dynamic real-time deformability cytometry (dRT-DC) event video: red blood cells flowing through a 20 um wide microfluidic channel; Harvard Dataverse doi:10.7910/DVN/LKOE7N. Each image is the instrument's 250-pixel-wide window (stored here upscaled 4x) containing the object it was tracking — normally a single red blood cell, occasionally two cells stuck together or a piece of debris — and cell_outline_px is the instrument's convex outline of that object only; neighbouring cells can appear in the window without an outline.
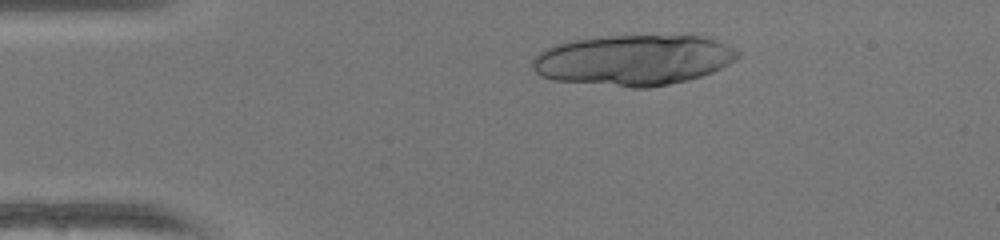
{"species": "human", "species_latin": "Homo sapiens", "temperature_condition": "warm", "stored_images_in_passage": 41, "segment_of_instrument_passage": [1, 2], "camera_frame_rate_fps": 3000, "um_per_image_px": 0.085, "donor": {"sex": "female"}, "frame": {"image": 1, "passage_image": 7, "time_ms": 2.0, "image_size_px": [1000, 240], "cell_outline_px": [[740, 56], [728, 64], [712, 72], [688, 80], [648, 88], [632, 88], [552, 80], [540, 76], [532, 68], [532, 60], [544, 48], [552, 44], [568, 40], [600, 36], [688, 32], [696, 32], [712, 36], [740, 52]], "centroid_in_image_um": [53.89, 5.04], "position_along_channel_um": 31.1, "area_um2": 62.89}}